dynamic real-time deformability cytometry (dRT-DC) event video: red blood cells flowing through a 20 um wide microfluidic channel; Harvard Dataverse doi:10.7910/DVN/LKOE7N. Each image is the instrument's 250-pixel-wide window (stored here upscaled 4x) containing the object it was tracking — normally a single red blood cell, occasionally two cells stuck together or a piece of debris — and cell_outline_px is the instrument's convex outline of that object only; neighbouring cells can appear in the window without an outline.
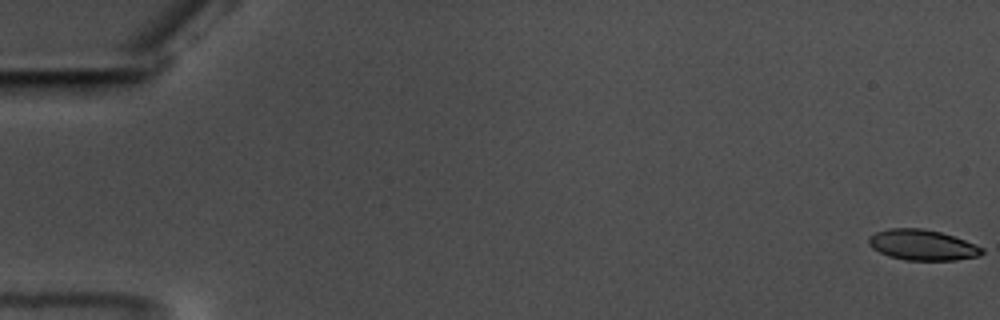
{"species": "common noctule bat (a hibernating species)", "species_latin": "Nyctalus noctula", "temperature_condition": "warm", "stored_images_in_passage": 59, "camera_frame_rate_fps": 3000, "um_per_image_px": 0.085, "animal": {"sex": "male", "body_mass_g": 17.5, "forearm_length_mm": 52.3}, "frame": {"image": 1, "passage_image": 1, "time_ms": 0.0, "image_size_px": [1000, 320], "cell_outline_px": [[984, 252], [980, 256], [956, 260], [904, 260], [888, 256], [872, 248], [868, 244], [868, 236], [876, 232], [888, 228], [920, 228], [940, 232], [976, 244], [984, 248]], "centroid_in_image_um": [78.39, 20.83], "position_along_channel_um": 6.6, "area_um2": 20.29}}
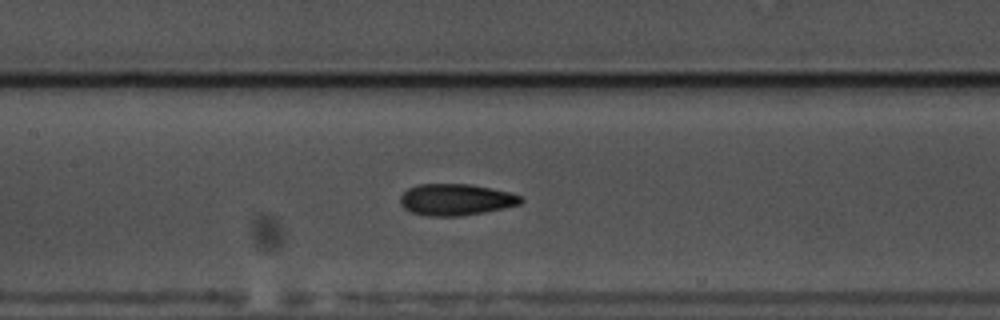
{"frame": {"image": 2, "passage_image": 29, "time_ms": 9.333, "image_size_px": [1000, 320], "cell_outline_px": [[524, 200], [520, 204], [504, 208], [484, 212], [460, 216], [428, 216], [412, 212], [404, 208], [400, 204], [400, 196], [408, 188], [416, 184], [468, 184], [508, 192], [520, 196]], "centroid_in_image_um": [38.71, 16.97], "position_along_channel_um": 168.7, "area_um2": 22.02}}
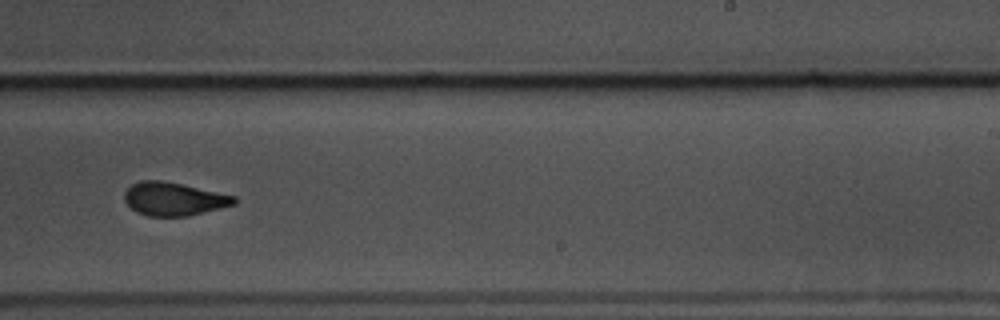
{"frame": {"image": 3, "passage_image": 38, "time_ms": 12.333, "image_size_px": [1000, 320], "cell_outline_px": [[236, 204], [188, 216], [148, 216], [136, 212], [124, 200], [124, 192], [132, 184], [140, 180], [160, 180], [180, 184], [236, 196]], "centroid_in_image_um": [14.75, 16.91], "position_along_channel_um": 274.2, "area_um2": 21.1}, "authors_computed_cell_mechanics": {"area_um2": 21.4438, "velocity_mm_per_s": 3.5333, "shape_relaxation_time_tau1_ms": 6.1361, "shape_relaxation_time_tau2_ms": 2.1347, "deformation_change_tau1": 0.1678, "deformation_change_tau2": 0.0878}}